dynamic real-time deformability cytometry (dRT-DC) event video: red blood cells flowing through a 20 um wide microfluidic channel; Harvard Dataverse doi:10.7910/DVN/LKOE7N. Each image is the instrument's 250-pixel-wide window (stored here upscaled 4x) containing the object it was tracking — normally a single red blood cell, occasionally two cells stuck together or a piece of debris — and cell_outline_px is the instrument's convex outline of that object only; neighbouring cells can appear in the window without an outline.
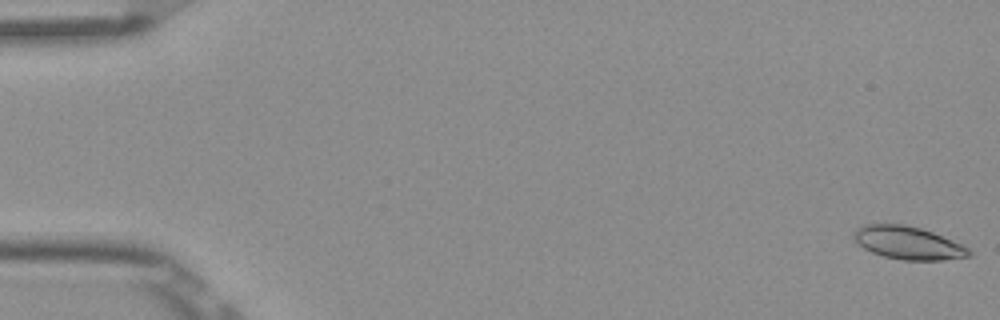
{"species": "Egyptian fruit bat (a non-hibernating species)", "species_latin": "Rousettus aegyptiacus", "temperature_condition": "room temperature", "stored_images_in_passage": 53, "camera_frame_rate_fps": 3000, "um_per_image_px": 0.085, "frame": {"image": 1, "passage_image": 1, "time_ms": 0.0, "image_size_px": [1000, 320], "cell_outline_px": [[972, 256], [944, 260], [904, 260], [884, 256], [872, 252], [864, 248], [852, 236], [852, 232], [856, 228], [864, 224], [904, 224], [920, 228], [932, 232], [952, 240], [968, 248], [972, 252]], "centroid_in_image_um": [77.18, 20.64], "position_along_channel_um": 7.8, "area_um2": 22.02}}
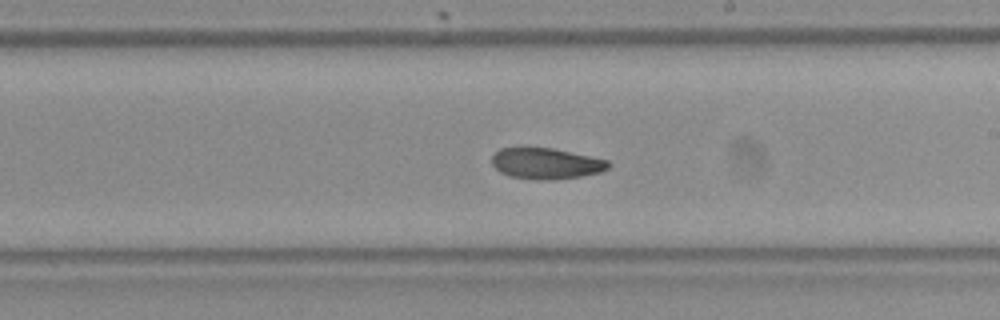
{"frame": {"image": 2, "passage_image": 31, "time_ms": 10.0, "image_size_px": [1000, 320], "cell_outline_px": [[612, 164], [608, 168], [600, 172], [580, 176], [556, 180], [536, 180], [512, 176], [500, 172], [492, 164], [492, 156], [500, 148], [552, 148], [608, 160]], "centroid_in_image_um": [46.43, 13.9], "position_along_channel_um": 242.6, "area_um2": 20.92}}
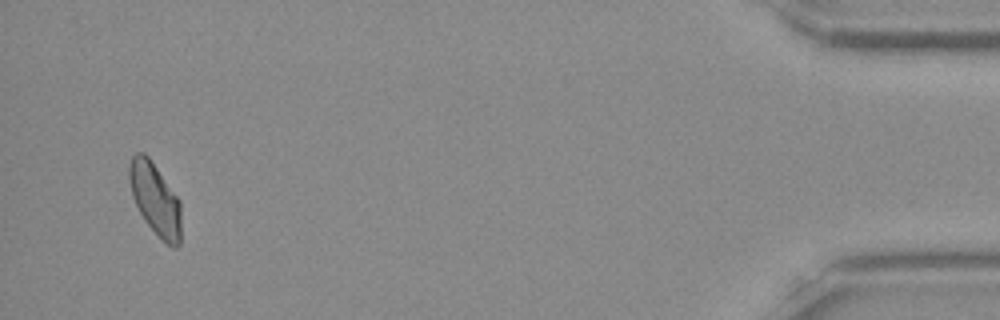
{"frame": {"image": 3, "passage_image": 51, "time_ms": 16.667, "image_size_px": [1000, 320], "cell_outline_px": [[180, 244], [176, 248], [172, 248], [160, 240], [144, 220], [132, 196], [128, 176], [128, 164], [132, 156], [136, 152], [144, 152], [148, 156], [180, 200]], "centroid_in_image_um": [13.18, 16.94], "position_along_channel_um": 422.0, "area_um2": 21.96}, "authors_computed_cell_mechanics": {"area_um2": 21.9062, "velocity_mm_per_s": 3.8725, "shape_relaxation_time_tau1_ms": null, "shape_relaxation_time_tau2_ms": 5.0404, "deformation_change_tau1": null, "deformation_change_tau2": 0.1046}}